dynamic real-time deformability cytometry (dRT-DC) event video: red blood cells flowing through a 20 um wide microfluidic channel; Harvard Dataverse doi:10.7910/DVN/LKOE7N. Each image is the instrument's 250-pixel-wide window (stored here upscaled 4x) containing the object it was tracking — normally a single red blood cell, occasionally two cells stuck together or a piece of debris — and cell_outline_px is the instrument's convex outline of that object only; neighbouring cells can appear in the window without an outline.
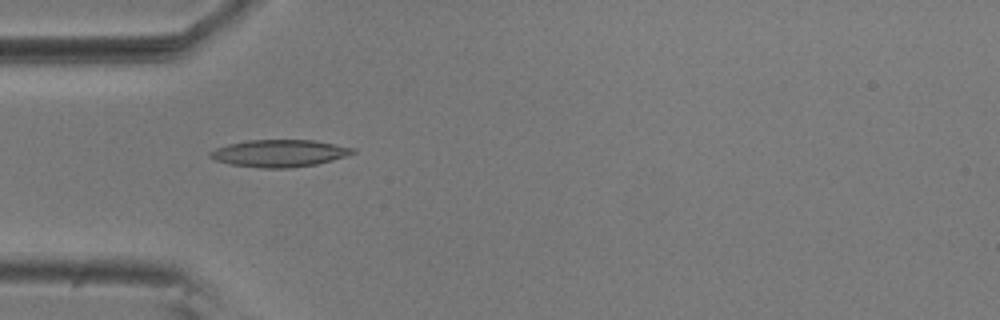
{"species": "common noctule bat (a hibernating species)", "species_latin": "Nyctalus noctula", "temperature_condition": "room temperature", "stored_images_in_passage": 54, "camera_frame_rate_fps": 3000, "um_per_image_px": 0.085, "animal": {"sex": "male", "body_mass_g": 20.5, "forearm_length_mm": 52.5}, "frame": {"image": 1, "passage_image": 16, "time_ms": 5.0, "image_size_px": [1000, 320], "cell_outline_px": [[356, 152], [332, 160], [316, 164], [288, 168], [264, 168], [228, 164], [216, 160], [208, 156], [208, 152], [216, 148], [228, 144], [248, 140], [316, 140], [356, 148]], "centroid_in_image_um": [23.74, 13.02], "position_along_channel_um": 61.3, "area_um2": 22.6}}
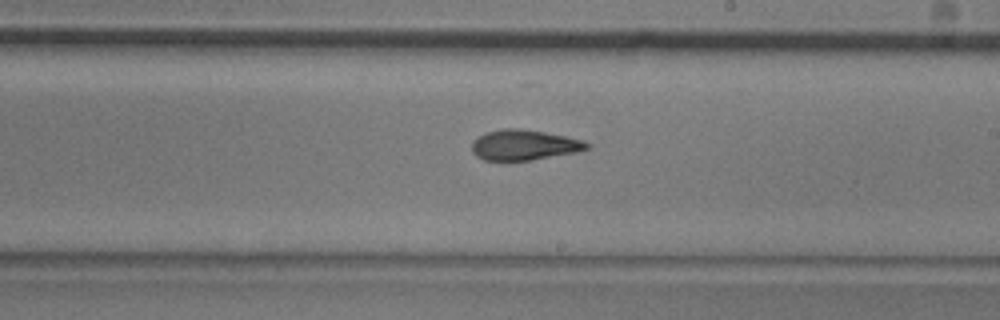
{"frame": {"image": 2, "passage_image": 31, "time_ms": 10.0, "image_size_px": [1000, 320], "cell_outline_px": [[592, 144], [588, 148], [576, 152], [532, 160], [484, 160], [476, 156], [472, 152], [472, 140], [476, 136], [484, 132], [504, 128], [520, 128], [544, 132], [564, 136], [580, 140]], "centroid_in_image_um": [44.49, 12.31], "position_along_channel_um": 244.5, "area_um2": 20.4}}
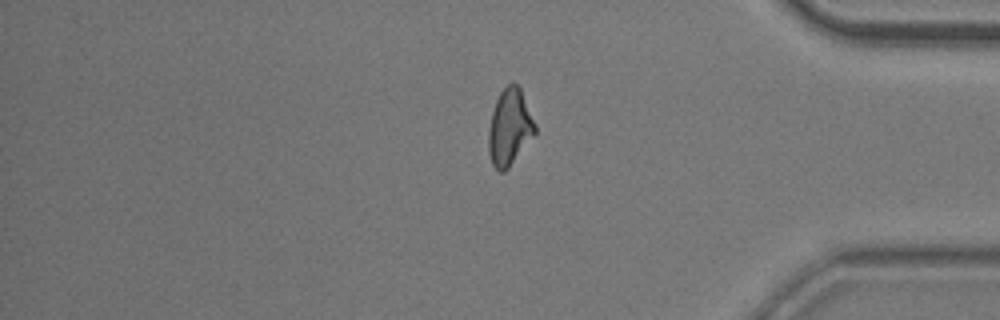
{"frame": {"image": 3, "passage_image": 45, "time_ms": 14.667, "image_size_px": [1000, 320], "cell_outline_px": [[536, 132], [508, 168], [504, 172], [500, 172], [492, 164], [488, 152], [488, 132], [492, 112], [496, 100], [500, 92], [512, 80], [520, 88], [536, 124]], "centroid_in_image_um": [43.31, 10.81], "position_along_channel_um": 391.9, "area_um2": 20.58}, "authors_computed_cell_mechanics": {"area_um2": 20.519, "velocity_mm_per_s": 3.6744, "shape_relaxation_time_tau1_ms": 9.5632, "shape_relaxation_time_tau2_ms": 3.0015, "deformation_change_tau1": 0.2338, "deformation_change_tau2": 0.1096}}